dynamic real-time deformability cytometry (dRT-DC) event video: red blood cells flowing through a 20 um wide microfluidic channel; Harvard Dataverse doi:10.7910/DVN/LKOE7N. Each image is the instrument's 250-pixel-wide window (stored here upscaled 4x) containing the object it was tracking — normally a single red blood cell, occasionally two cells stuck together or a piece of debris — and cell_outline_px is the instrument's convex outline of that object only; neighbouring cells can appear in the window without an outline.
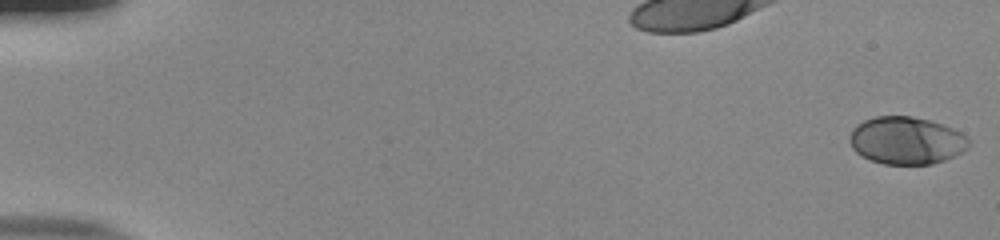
{"species": "human", "species_latin": "Homo sapiens", "temperature_condition": "room temperature", "stored_images_in_passage": 54, "camera_frame_rate_fps": 3000, "um_per_image_px": 0.085, "donor": {"sex": "male"}, "frame": {"image": 1, "passage_image": 1, "time_ms": 0.0, "image_size_px": [1000, 240], "cell_outline_px": [[972, 144], [964, 152], [944, 160], [932, 164], [884, 164], [860, 156], [852, 148], [848, 140], [852, 128], [856, 124], [864, 120], [876, 116], [912, 116], [928, 120], [952, 128], [968, 136]], "centroid_in_image_um": [77.04, 11.95], "position_along_channel_um": 8.0, "area_um2": 33.29}}
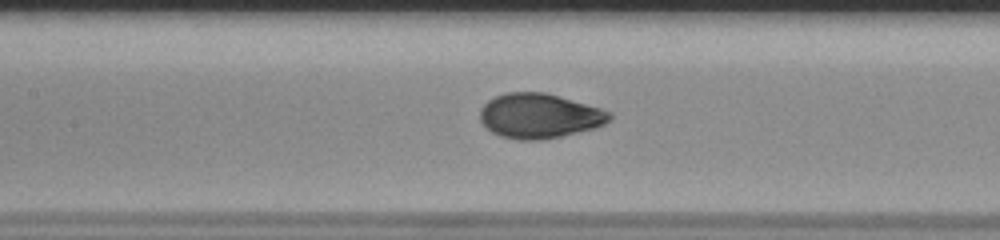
{"frame": {"image": 2, "passage_image": 27, "time_ms": 8.667, "image_size_px": [1000, 240], "cell_outline_px": [[612, 116], [604, 124], [596, 128], [560, 136], [540, 140], [516, 140], [500, 136], [492, 132], [480, 120], [480, 108], [488, 100], [496, 96], [508, 92], [544, 92], [600, 108], [612, 112]], "centroid_in_image_um": [45.83, 9.85], "position_along_channel_um": 161.6, "area_um2": 33.64}}
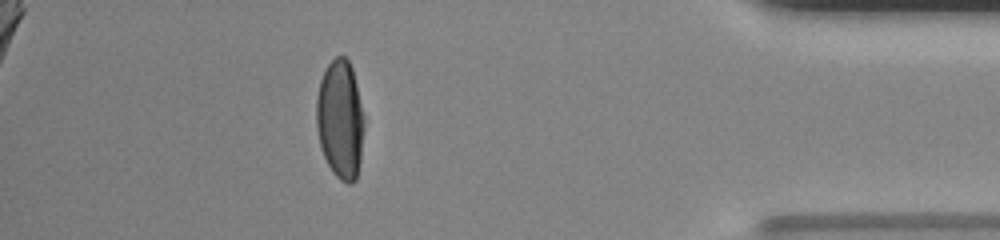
{"frame": {"image": 3, "passage_image": 49, "time_ms": 16.0, "image_size_px": [1000, 240], "cell_outline_px": [[364, 128], [360, 160], [356, 180], [352, 184], [348, 184], [340, 180], [332, 172], [324, 156], [320, 144], [316, 128], [316, 96], [320, 80], [328, 64], [336, 56], [344, 56], [348, 60], [352, 68], [364, 116]], "centroid_in_image_um": [28.91, 10.17], "position_along_channel_um": 406.3, "area_um2": 33.18}, "authors_computed_cell_mechanics": {"area_um2": 33.235, "velocity_mm_per_s": 3.8577, "shape_relaxation_time_tau1_ms": 3.9875, "shape_relaxation_time_tau2_ms": null, "deformation_change_tau1": 0.1947, "deformation_change_tau2": null}}